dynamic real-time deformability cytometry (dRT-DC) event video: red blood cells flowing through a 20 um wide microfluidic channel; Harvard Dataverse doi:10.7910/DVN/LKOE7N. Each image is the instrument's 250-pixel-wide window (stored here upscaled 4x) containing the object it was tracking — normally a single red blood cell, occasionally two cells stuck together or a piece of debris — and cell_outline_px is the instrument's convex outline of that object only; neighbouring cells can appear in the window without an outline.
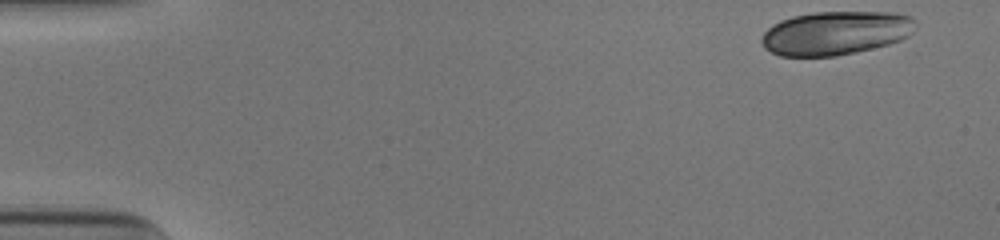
{"species": "human", "species_latin": "Homo sapiens", "temperature_condition": "cold", "stored_images_in_passage": 50, "camera_frame_rate_fps": 3000, "um_per_image_px": 0.085, "donor": {"sex": "male"}, "frame": {"image": 1, "passage_image": 1, "time_ms": 0.0, "image_size_px": [1000, 240], "cell_outline_px": [[916, 24], [912, 32], [908, 36], [900, 40], [888, 44], [856, 52], [836, 56], [780, 56], [764, 48], [760, 40], [764, 32], [772, 24], [780, 20], [792, 16], [812, 12], [896, 12], [912, 16], [916, 20]], "centroid_in_image_um": [71.03, 2.79], "position_along_channel_um": 14.0, "area_um2": 39.54}}
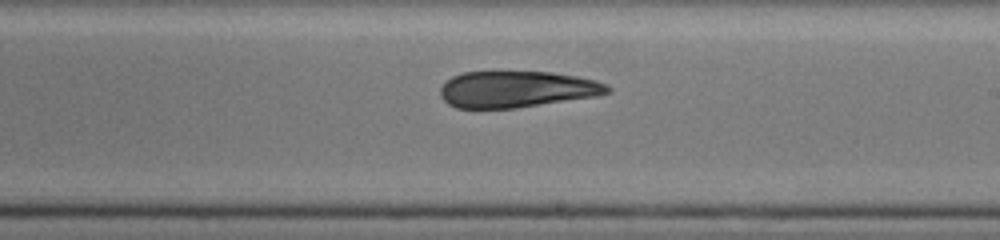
{"frame": {"image": 2, "passage_image": 29, "time_ms": 9.333, "image_size_px": [1000, 240], "cell_outline_px": [[612, 92], [596, 96], [516, 108], [456, 108], [448, 104], [440, 96], [440, 88], [452, 76], [464, 72], [552, 72], [576, 76], [596, 80], [608, 84], [612, 88]], "centroid_in_image_um": [43.96, 7.59], "position_along_channel_um": 245.0, "area_um2": 35.55}}
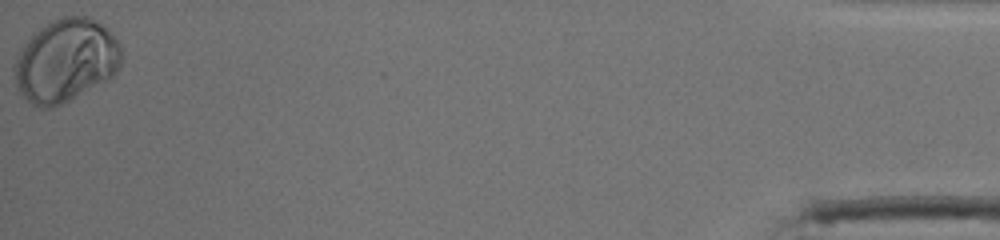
{"frame": {"image": 3, "passage_image": 50, "time_ms": 16.333, "image_size_px": [1000, 240], "cell_outline_px": [[120, 64], [116, 72], [108, 80], [52, 108], [40, 108], [32, 104], [20, 92], [12, 76], [12, 64], [20, 48], [40, 28], [52, 20], [64, 16], [88, 16], [104, 24], [108, 28], [120, 44]], "centroid_in_image_um": [5.56, 5.14], "position_along_channel_um": 429.6, "area_um2": 51.9}, "authors_computed_cell_mechanics": {"area_um2": 38.9572, "velocity_mm_per_s": 3.9146, "shape_relaxation_time_tau1_ms": 2.9668, "shape_relaxation_time_tau2_ms": null, "deformation_change_tau1": 0.0703, "deformation_change_tau2": null}}